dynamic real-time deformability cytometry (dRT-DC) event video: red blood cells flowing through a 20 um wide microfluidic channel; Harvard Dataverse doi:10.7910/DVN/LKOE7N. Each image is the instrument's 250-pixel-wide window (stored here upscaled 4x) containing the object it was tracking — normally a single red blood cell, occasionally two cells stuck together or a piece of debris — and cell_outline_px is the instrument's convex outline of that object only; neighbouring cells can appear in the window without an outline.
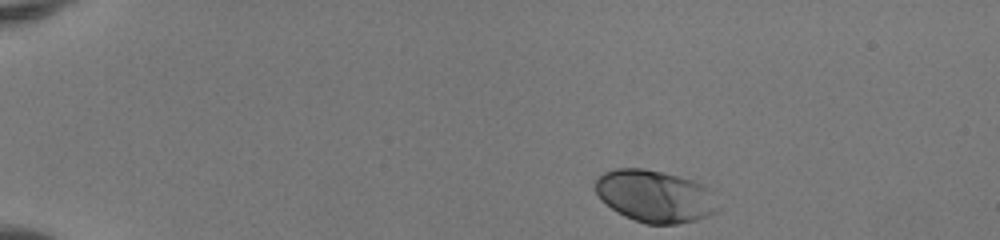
{"species": "human", "species_latin": "Homo sapiens", "temperature_condition": "room temperature", "stored_images_in_passage": 43, "camera_frame_rate_fps": 3000, "um_per_image_px": 0.085, "donor": {"sex": "female"}, "frame": {"image": 1, "passage_image": 1, "time_ms": 0.0, "image_size_px": [1000, 240], "cell_outline_px": [[720, 208], [716, 212], [708, 216], [696, 220], [676, 224], [644, 224], [624, 216], [616, 212], [600, 200], [596, 192], [596, 180], [604, 172], [616, 168], [644, 168], [692, 180], [704, 184], [708, 188]], "centroid_in_image_um": [55.66, 16.69], "position_along_channel_um": 29.3, "area_um2": 37.28}}
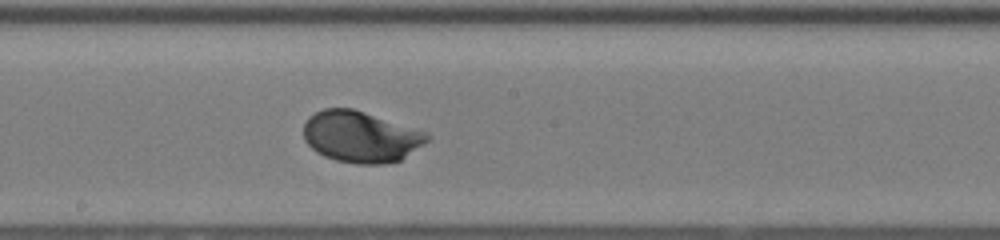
{"frame": {"image": 2, "passage_image": 22, "time_ms": 7.0, "image_size_px": [1000, 240], "cell_outline_px": [[428, 140], [424, 144], [400, 160], [388, 164], [356, 164], [336, 160], [324, 156], [316, 152], [304, 140], [304, 124], [308, 116], [324, 108], [352, 108], [424, 132], [428, 136]], "centroid_in_image_um": [30.61, 11.64], "position_along_channel_um": 217.6, "area_um2": 36.53}}
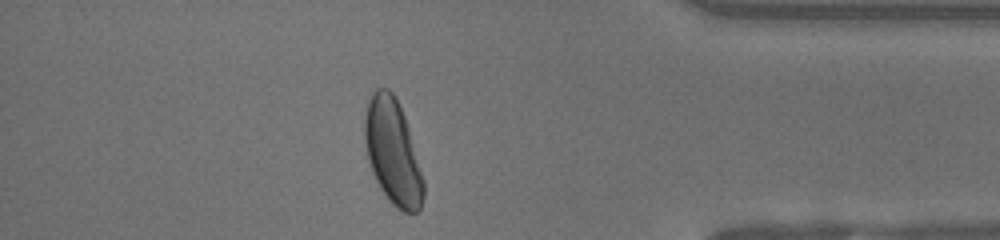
{"frame": {"image": 3, "passage_image": 37, "time_ms": 12.0, "image_size_px": [1000, 240], "cell_outline_px": [[424, 196], [420, 208], [416, 212], [404, 212], [396, 208], [388, 200], [380, 188], [372, 172], [368, 160], [364, 144], [364, 116], [368, 100], [372, 92], [376, 88], [388, 88], [396, 96], [404, 116], [408, 128], [424, 180]], "centroid_in_image_um": [33.36, 12.91], "position_along_channel_um": 401.8, "area_um2": 36.13}, "authors_computed_cell_mechanics": {"area_um2": 35.8938, "velocity_mm_per_s": 4.1177, "shape_relaxation_time_tau1_ms": 1.4504, "shape_relaxation_time_tau2_ms": null, "deformation_change_tau1": 0.1193, "deformation_change_tau2": null}}